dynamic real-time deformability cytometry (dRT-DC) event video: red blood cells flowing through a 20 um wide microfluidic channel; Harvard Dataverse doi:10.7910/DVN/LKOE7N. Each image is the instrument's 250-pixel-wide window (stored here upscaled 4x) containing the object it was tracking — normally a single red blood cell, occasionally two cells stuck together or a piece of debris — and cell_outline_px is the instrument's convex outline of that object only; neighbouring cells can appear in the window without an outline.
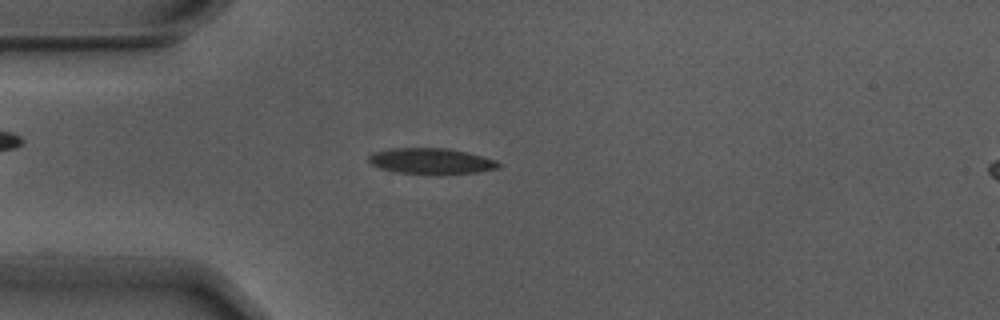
{"species": "Egyptian fruit bat (a non-hibernating species)", "species_latin": "Rousettus aegyptiacus", "temperature_condition": "warm", "stored_images_in_passage": 41, "camera_frame_rate_fps": 3000, "um_per_image_px": 0.085, "animal": {"sex": "male"}, "frame": {"image": 1, "passage_image": 1, "time_ms": 0.0, "image_size_px": [1000, 320], "cell_outline_px": [[500, 168], [476, 172], [436, 176], [396, 172], [380, 168], [372, 164], [368, 160], [368, 156], [372, 152], [388, 148], [448, 148], [468, 152], [496, 160], [500, 164]], "centroid_in_image_um": [36.64, 13.71], "position_along_channel_um": 48.4, "area_um2": 20.11}}
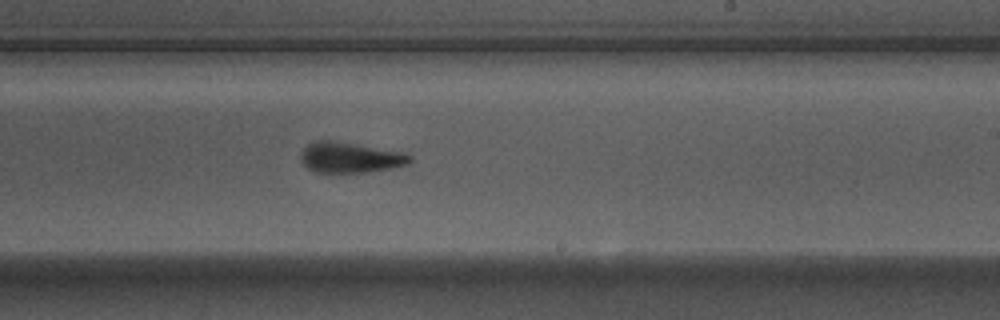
{"frame": {"image": 2, "passage_image": 19, "time_ms": 6.0, "image_size_px": [1000, 320], "cell_outline_px": [[412, 160], [408, 164], [392, 168], [368, 172], [316, 172], [308, 168], [300, 160], [300, 152], [312, 140], [336, 140], [404, 152], [412, 156]], "centroid_in_image_um": [29.76, 13.37], "position_along_channel_um": 259.2, "area_um2": 19.71}}
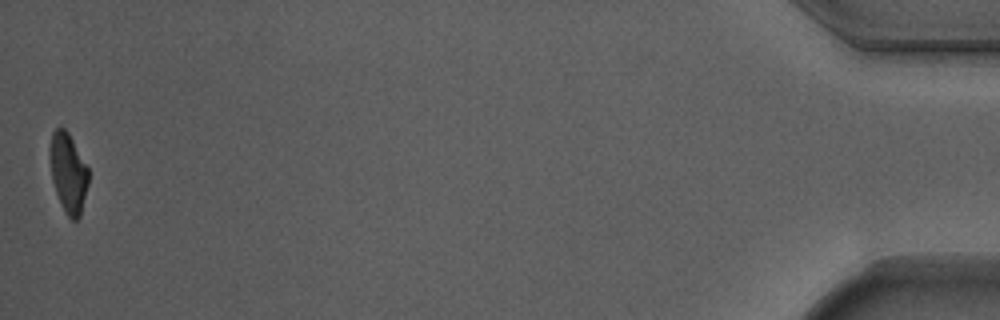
{"frame": {"image": 3, "passage_image": 41, "time_ms": 13.333, "image_size_px": [1000, 320], "cell_outline_px": [[88, 184], [80, 216], [76, 220], [72, 220], [68, 216], [60, 204], [52, 180], [48, 156], [48, 148], [52, 132], [56, 128], [64, 128], [68, 132], [88, 168]], "centroid_in_image_um": [5.77, 14.67], "position_along_channel_um": 429.4, "area_um2": 17.98}, "authors_computed_cell_mechanics": {"area_um2": 19.8832, "velocity_mm_per_s": 3.7154, "shape_relaxation_time_tau1_ms": 5.185, "shape_relaxation_time_tau2_ms": 1.4285, "deformation_change_tau1": 0.1937, "deformation_change_tau2": 0.0966}}